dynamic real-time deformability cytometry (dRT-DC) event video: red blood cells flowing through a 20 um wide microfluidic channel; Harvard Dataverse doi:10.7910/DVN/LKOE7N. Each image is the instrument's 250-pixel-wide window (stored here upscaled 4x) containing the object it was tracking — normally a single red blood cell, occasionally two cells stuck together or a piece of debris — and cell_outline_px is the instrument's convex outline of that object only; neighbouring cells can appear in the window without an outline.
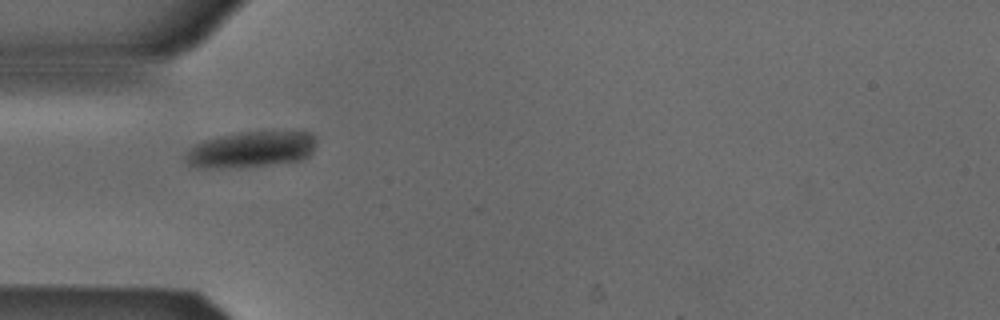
{"species": "Egyptian fruit bat (a non-hibernating species)", "species_latin": "Rousettus aegyptiacus", "temperature_condition": "cold", "stored_images_in_passage": 3, "camera_frame_rate_fps": 3000, "um_per_image_px": 0.085, "animal": {"sex": "male"}, "frame": {"image": 1, "passage_image": 1, "time_ms": 0.0, "image_size_px": [1000, 320], "cell_outline_px": [[316, 144], [304, 156], [296, 160], [240, 168], [200, 168], [188, 164], [184, 160], [184, 156], [188, 148], [204, 140], [220, 136], [240, 132], [304, 132], [312, 136], [316, 140]], "centroid_in_image_um": [21.19, 12.72], "position_along_channel_um": 63.8, "area_um2": 26.99}}
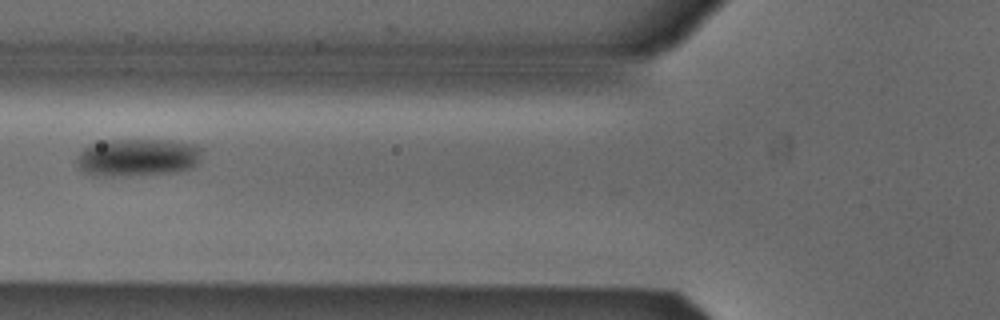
{"frame": {"image": 2, "passage_image": 2, "time_ms": 0.333, "image_size_px": [1000, 320], "cell_outline_px": [[204, 148], [196, 164], [192, 168], [172, 172], [128, 176], [92, 176], [84, 172], [76, 164], [76, 156], [88, 144], [100, 140], [168, 140], [188, 144]], "centroid_in_image_um": [11.62, 13.38], "position_along_channel_um": 114.2, "area_um2": 27.74}}
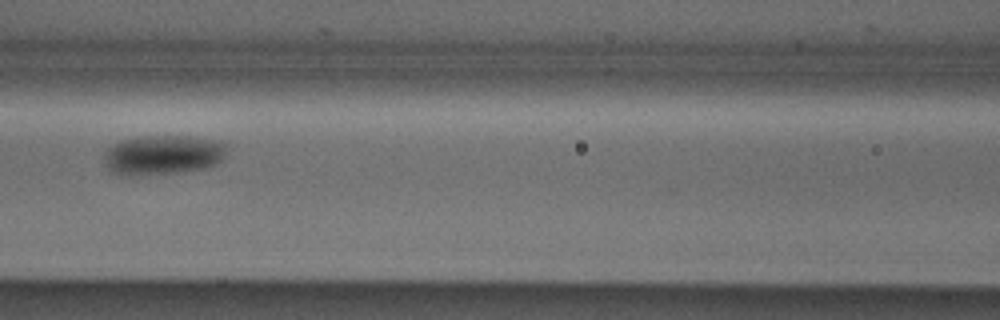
{"frame": {"image": 3, "passage_image": 3, "time_ms": 0.667, "image_size_px": [1000, 320], "cell_outline_px": [[224, 156], [216, 164], [208, 168], [180, 172], [140, 176], [128, 176], [112, 172], [108, 168], [104, 160], [104, 152], [112, 144], [120, 140], [140, 136], [188, 136], [220, 140], [224, 144]], "centroid_in_image_um": [13.81, 13.17], "position_along_channel_um": 152.8, "area_um2": 28.67}}